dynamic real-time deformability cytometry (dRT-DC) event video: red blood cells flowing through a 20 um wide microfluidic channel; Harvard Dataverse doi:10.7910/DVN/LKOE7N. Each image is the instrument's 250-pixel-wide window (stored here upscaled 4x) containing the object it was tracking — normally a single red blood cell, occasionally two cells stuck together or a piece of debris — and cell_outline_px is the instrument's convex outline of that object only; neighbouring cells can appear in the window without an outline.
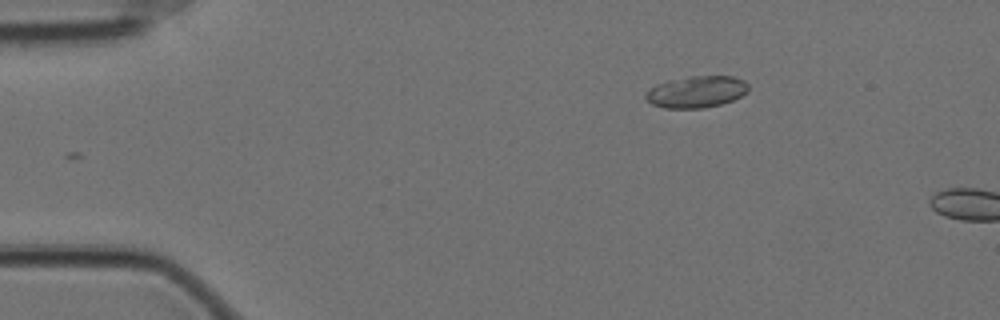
{"species": "Egyptian fruit bat (a non-hibernating species)", "species_latin": "Rousettus aegyptiacus", "temperature_condition": "cold", "stored_images_in_passage": 3, "camera_frame_rate_fps": 3000, "um_per_image_px": 0.085, "animal": {"sex": "female"}, "frame": {"image": 1, "passage_image": 1, "time_ms": 0.0, "image_size_px": [1000, 320], "cell_outline_px": [[748, 92], [732, 100], [720, 104], [704, 108], [664, 108], [652, 104], [644, 96], [656, 84], [668, 80], [688, 76], [732, 76], [744, 80], [748, 84]], "centroid_in_image_um": [59.21, 7.8], "position_along_channel_um": 25.8, "area_um2": 18.9}}